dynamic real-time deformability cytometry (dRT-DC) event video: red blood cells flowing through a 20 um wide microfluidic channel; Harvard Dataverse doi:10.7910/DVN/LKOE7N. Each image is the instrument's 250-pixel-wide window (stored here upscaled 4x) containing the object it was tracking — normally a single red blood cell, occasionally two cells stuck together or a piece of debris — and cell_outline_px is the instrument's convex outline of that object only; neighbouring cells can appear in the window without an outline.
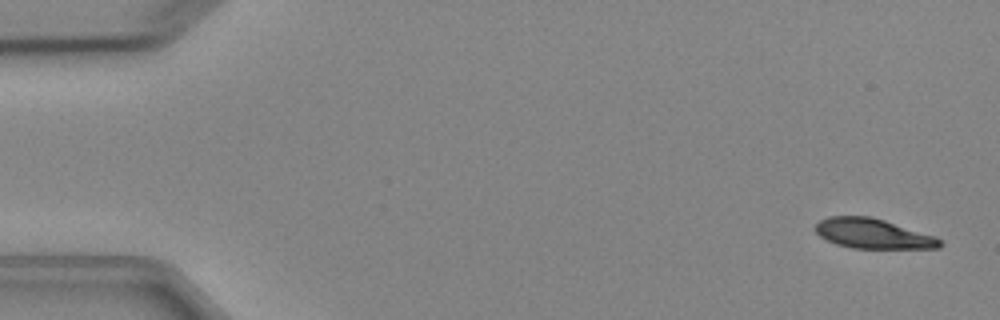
{"species": "Egyptian fruit bat (a non-hibernating species)", "species_latin": "Rousettus aegyptiacus", "temperature_condition": "cold", "stored_images_in_passage": 4, "camera_frame_rate_fps": 3000, "um_per_image_px": 0.085, "animal": {"sex": "female"}, "frame": {"image": 1, "passage_image": 1, "time_ms": 0.0, "image_size_px": [1000, 320], "cell_outline_px": [[944, 244], [940, 248], [852, 248], [836, 244], [820, 236], [812, 228], [820, 220], [828, 216], [872, 216], [936, 236]], "centroid_in_image_um": [74.2, 19.85], "position_along_channel_um": 10.8, "area_um2": 21.79}}